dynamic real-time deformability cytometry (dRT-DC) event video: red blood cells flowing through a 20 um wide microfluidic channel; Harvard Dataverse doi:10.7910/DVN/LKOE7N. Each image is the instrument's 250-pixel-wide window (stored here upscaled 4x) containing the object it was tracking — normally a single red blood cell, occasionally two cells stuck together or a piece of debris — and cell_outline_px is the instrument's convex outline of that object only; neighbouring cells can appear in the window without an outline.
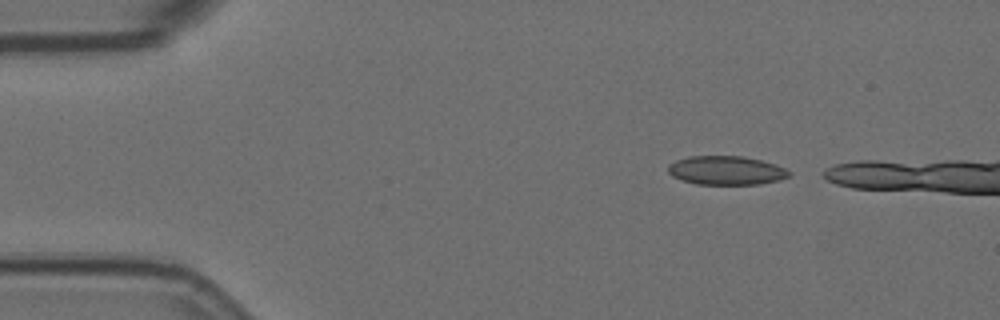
{"species": "Egyptian fruit bat (a non-hibernating species)", "species_latin": "Rousettus aegyptiacus", "temperature_condition": "room temperature", "stored_images_in_passage": 3, "camera_frame_rate_fps": 3000, "um_per_image_px": 0.085, "animal": {"sex": "female"}, "frame": {"image": 1, "passage_image": 1, "time_ms": 0.0, "image_size_px": [1000, 320], "cell_outline_px": [[792, 176], [780, 180], [760, 184], [696, 184], [672, 176], [668, 172], [668, 164], [676, 160], [688, 156], [744, 156], [776, 164], [792, 172]], "centroid_in_image_um": [61.76, 14.48], "position_along_channel_um": 23.2, "area_um2": 20.46}}